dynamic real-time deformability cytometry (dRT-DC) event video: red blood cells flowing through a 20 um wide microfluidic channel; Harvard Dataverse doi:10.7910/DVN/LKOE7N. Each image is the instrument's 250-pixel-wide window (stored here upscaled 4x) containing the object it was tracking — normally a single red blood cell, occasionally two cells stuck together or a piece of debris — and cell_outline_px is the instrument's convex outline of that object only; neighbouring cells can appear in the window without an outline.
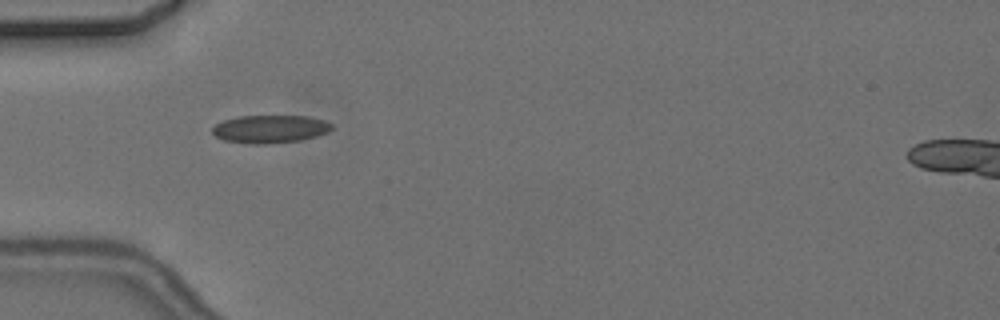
{"species": "common noctule bat (a hibernating species)", "species_latin": "Nyctalus noctula", "temperature_condition": "cold", "stored_images_in_passage": 6, "camera_frame_rate_fps": 3000, "um_per_image_px": 0.085, "animal": {"sex": "female", "body_mass_g": 24.6, "forearm_length_mm": 56.2}, "frame": {"image": 1, "passage_image": 5, "time_ms": 5.0, "image_size_px": [1000, 320], "cell_outline_px": [[332, 128], [328, 132], [316, 136], [300, 140], [264, 144], [252, 144], [224, 140], [216, 136], [212, 132], [212, 128], [216, 124], [224, 120], [236, 116], [308, 116], [324, 120], [332, 124]], "centroid_in_image_um": [22.95, 10.96], "position_along_channel_um": 62.0, "area_um2": 19.36}}
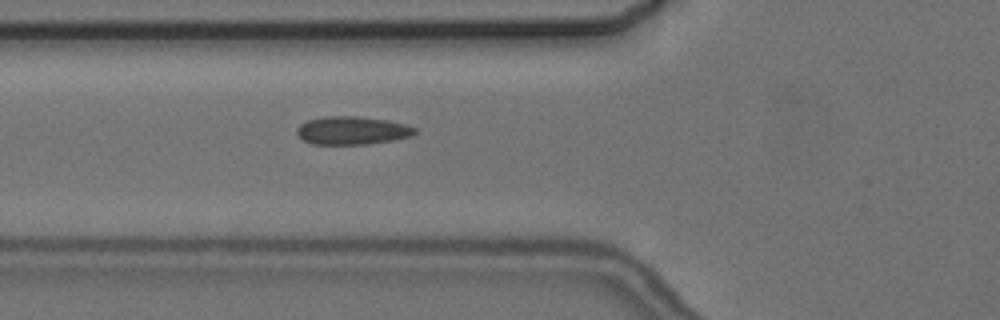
{"frame": {"image": 2, "passage_image": 6, "time_ms": 6.0, "image_size_px": [1000, 320], "cell_outline_px": [[416, 132], [412, 136], [392, 140], [368, 144], [312, 144], [304, 140], [296, 132], [296, 128], [300, 124], [308, 120], [324, 116], [356, 116], [388, 120], [408, 124], [416, 128]], "centroid_in_image_um": [29.95, 11.08], "position_along_channel_um": 95.8, "area_um2": 19.42}}